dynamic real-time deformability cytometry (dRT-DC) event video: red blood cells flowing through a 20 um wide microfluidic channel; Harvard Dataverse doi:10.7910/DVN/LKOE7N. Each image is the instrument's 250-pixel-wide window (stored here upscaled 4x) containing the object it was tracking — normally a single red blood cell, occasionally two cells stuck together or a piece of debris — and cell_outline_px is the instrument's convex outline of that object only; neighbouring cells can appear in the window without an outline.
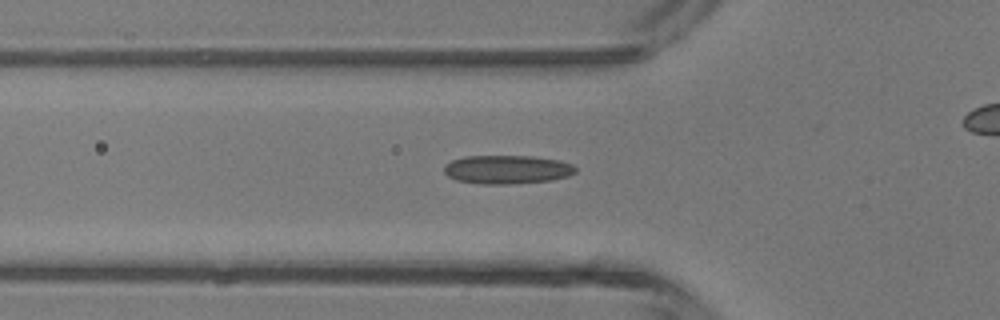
{"species": "common noctule bat (a hibernating species)", "species_latin": "Nyctalus noctula", "temperature_condition": "room temperature", "stored_images_in_passage": 35, "camera_frame_rate_fps": 3000, "um_per_image_px": 0.085, "animal": {"sex": "male", "body_mass_g": 13.3}, "frame": {"image": 1, "passage_image": 13, "time_ms": 4.0, "image_size_px": [1000, 320], "cell_outline_px": [[576, 172], [568, 176], [552, 180], [508, 184], [480, 184], [456, 180], [448, 176], [444, 172], [444, 164], [452, 160], [464, 156], [532, 156], [560, 160], [572, 164], [576, 168]], "centroid_in_image_um": [43.09, 14.4], "position_along_channel_um": 82.7, "area_um2": 22.08}}
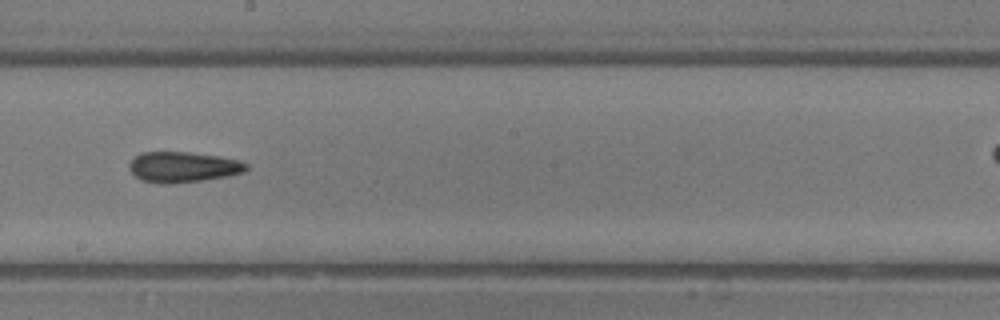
{"frame": {"image": 2, "passage_image": 23, "time_ms": 7.333, "image_size_px": [1000, 320], "cell_outline_px": [[248, 168], [244, 172], [228, 176], [200, 180], [168, 184], [164, 184], [140, 180], [128, 168], [128, 164], [140, 152], [188, 152], [220, 156], [240, 160], [248, 164]], "centroid_in_image_um": [15.56, 14.19], "position_along_channel_um": 232.6, "area_um2": 20.87}}
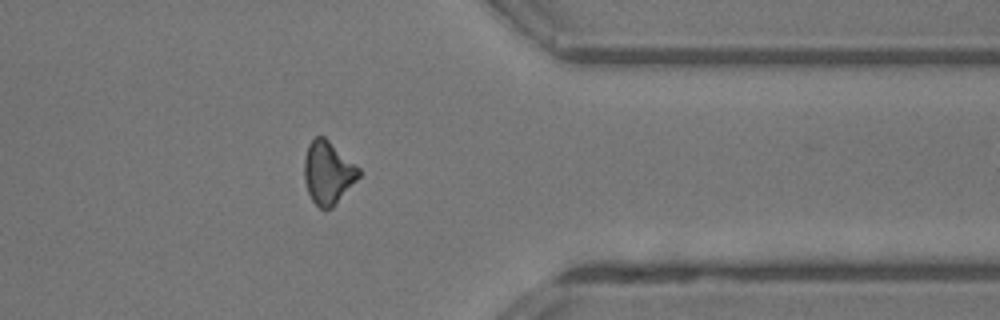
{"frame": {"image": 3, "passage_image": 34, "time_ms": 11.0, "image_size_px": [1000, 320], "cell_outline_px": [[360, 176], [332, 208], [320, 208], [312, 200], [308, 192], [304, 180], [304, 156], [308, 144], [316, 136], [324, 136], [360, 168]], "centroid_in_image_um": [27.86, 14.66], "position_along_channel_um": 383.5, "area_um2": 19.88}}